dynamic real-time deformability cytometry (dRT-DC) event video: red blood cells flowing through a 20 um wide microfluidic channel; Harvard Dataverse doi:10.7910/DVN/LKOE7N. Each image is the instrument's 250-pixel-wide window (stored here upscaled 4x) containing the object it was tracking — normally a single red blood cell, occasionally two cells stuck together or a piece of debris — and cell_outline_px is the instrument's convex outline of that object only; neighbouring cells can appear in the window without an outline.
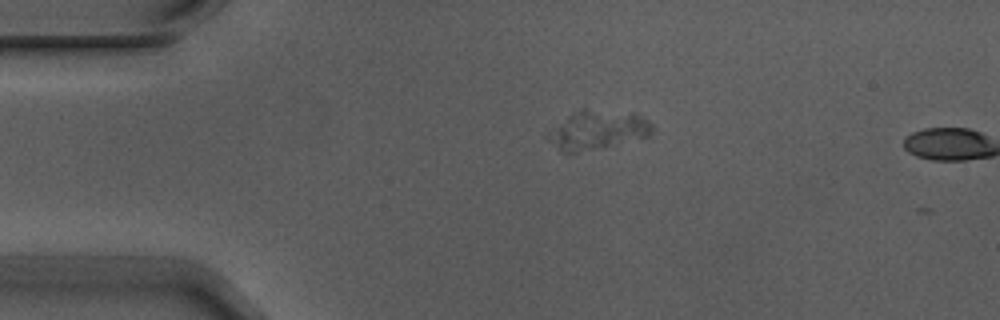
{"species": "Egyptian fruit bat (a non-hibernating species)", "species_latin": "Rousettus aegyptiacus", "temperature_condition": "warm", "stored_images_in_passage": 2, "segment_of_instrument_passage": [1, 2], "camera_frame_rate_fps": 3000, "um_per_image_px": 0.085, "animal": {"sex": "male"}, "frame": {"image": 1, "passage_image": 1, "time_ms": 0.0, "image_size_px": [1000, 320], "cell_outline_px": [[652, 132], [648, 136], [576, 152], [560, 152], [548, 136], [548, 132], [552, 128], [568, 116], [580, 108], [584, 108], [636, 112], [648, 120], [652, 124]], "centroid_in_image_um": [50.82, 10.99], "position_along_channel_um": 34.2, "area_um2": 23.24}}